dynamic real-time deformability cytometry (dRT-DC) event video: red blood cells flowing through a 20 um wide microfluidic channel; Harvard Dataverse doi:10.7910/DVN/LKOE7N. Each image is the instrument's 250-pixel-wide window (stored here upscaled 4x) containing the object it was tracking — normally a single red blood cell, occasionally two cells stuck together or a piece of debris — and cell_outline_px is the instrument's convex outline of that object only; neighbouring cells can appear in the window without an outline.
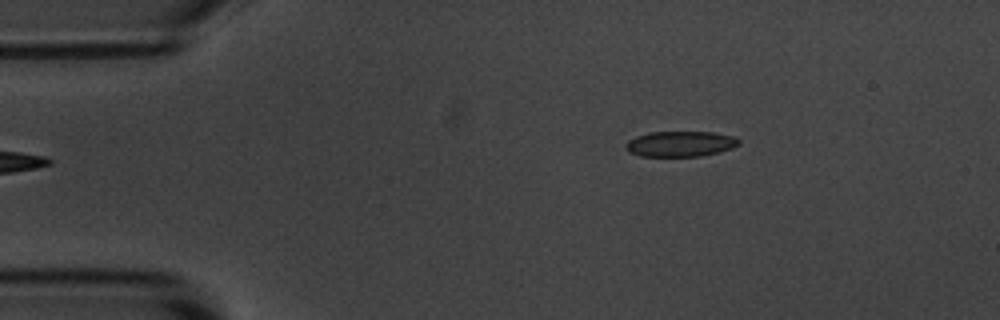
{"species": "common noctule bat (a hibernating species)", "species_latin": "Nyctalus noctula", "temperature_condition": "room temperature", "stored_images_in_passage": 9, "camera_frame_rate_fps": 3000, "um_per_image_px": 0.085, "animal": {"sex": "male", "body_mass_g": 20.1, "forearm_length_mm": 53.5}, "frame": {"image": 1, "passage_image": 1, "time_ms": 0.0, "image_size_px": [1000, 320], "cell_outline_px": [[740, 144], [732, 148], [720, 152], [700, 156], [640, 156], [628, 152], [624, 148], [624, 144], [628, 140], [636, 136], [648, 132], [712, 132], [732, 136], [740, 140]], "centroid_in_image_um": [57.79, 12.23], "position_along_channel_um": 27.2, "area_um2": 16.94}}
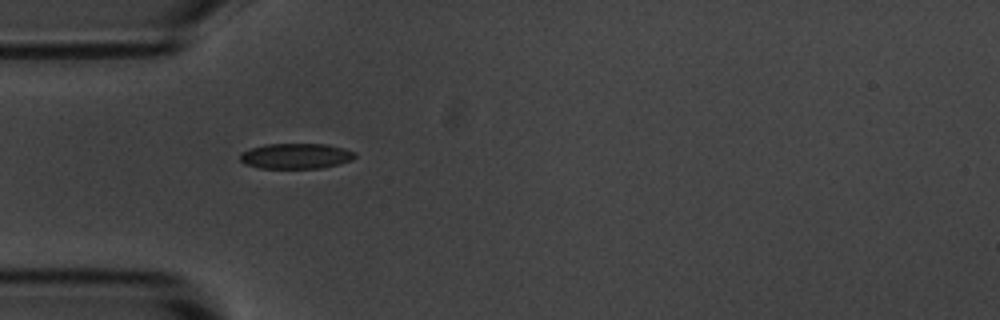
{"frame": {"image": 2, "passage_image": 3, "time_ms": 2.333, "image_size_px": [1000, 320], "cell_outline_px": [[356, 156], [352, 160], [320, 168], [260, 168], [244, 164], [240, 160], [240, 152], [264, 144], [328, 144], [344, 148], [352, 152]], "centroid_in_image_um": [25.11, 13.26], "position_along_channel_um": 59.9, "area_um2": 16.94}}
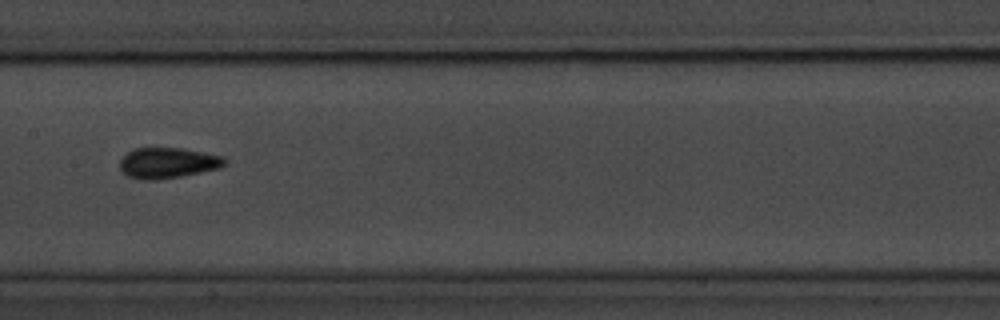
{"frame": {"image": 3, "passage_image": 6, "time_ms": 6.0, "image_size_px": [1000, 320], "cell_outline_px": [[228, 160], [220, 168], [180, 176], [152, 180], [144, 180], [128, 176], [120, 172], [120, 160], [132, 148], [180, 148], [204, 152], [220, 156]], "centroid_in_image_um": [14.22, 13.84], "position_along_channel_um": 193.2, "area_um2": 18.61}}